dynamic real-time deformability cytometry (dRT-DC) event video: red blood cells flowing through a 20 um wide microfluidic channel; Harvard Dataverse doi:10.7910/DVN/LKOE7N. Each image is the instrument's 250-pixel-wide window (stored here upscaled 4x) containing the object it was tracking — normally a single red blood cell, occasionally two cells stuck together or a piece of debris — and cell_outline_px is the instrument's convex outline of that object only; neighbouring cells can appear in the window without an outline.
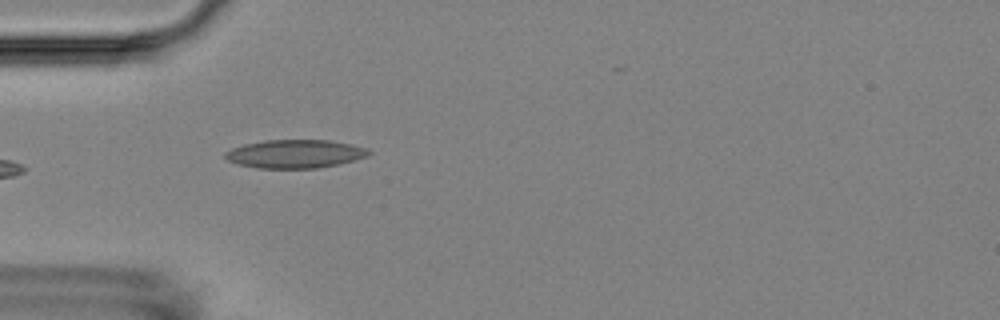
{"species": "Egyptian fruit bat (a non-hibernating species)", "species_latin": "Rousettus aegyptiacus", "temperature_condition": "room temperature", "stored_images_in_passage": 5, "camera_frame_rate_fps": 3000, "um_per_image_px": 0.085, "animal": {"sex": "female"}, "frame": {"image": 1, "passage_image": 5, "time_ms": 5.0, "image_size_px": [1000, 320], "cell_outline_px": [[372, 152], [368, 156], [336, 164], [316, 168], [256, 168], [240, 164], [228, 160], [224, 156], [224, 152], [232, 148], [244, 144], [264, 140], [332, 140], [368, 148]], "centroid_in_image_um": [25.07, 13.07], "position_along_channel_um": 59.9, "area_um2": 23.64}}